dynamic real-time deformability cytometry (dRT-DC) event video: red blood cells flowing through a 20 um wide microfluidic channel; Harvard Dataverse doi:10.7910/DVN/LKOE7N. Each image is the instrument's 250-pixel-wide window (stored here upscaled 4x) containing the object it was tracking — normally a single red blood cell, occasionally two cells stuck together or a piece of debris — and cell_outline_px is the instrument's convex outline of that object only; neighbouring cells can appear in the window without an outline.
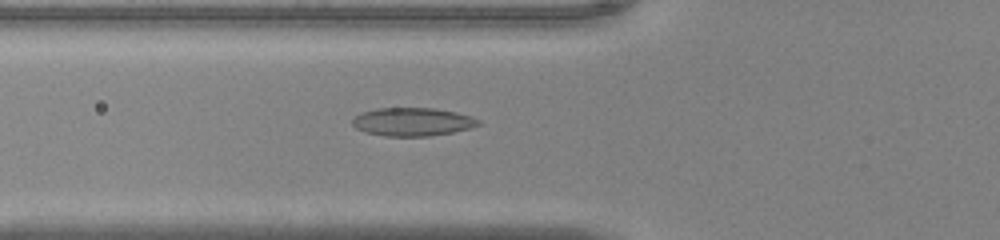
{"species": "common noctule bat (a hibernating species)", "species_latin": "Nyctalus noctula", "temperature_condition": "warm", "stored_images_in_passage": 35, "camera_frame_rate_fps": 3000, "um_per_image_px": 0.085, "animal": {"sex": "male", "body_mass_g": 20.0, "forearm_length_mm": 53.3}, "frame": {"image": 1, "passage_image": 3, "time_ms": 0.667, "image_size_px": [1000, 240], "cell_outline_px": [[480, 124], [468, 128], [452, 132], [428, 136], [384, 136], [364, 132], [356, 128], [352, 124], [352, 120], [360, 112], [376, 108], [432, 108], [456, 112], [472, 116], [480, 120]], "centroid_in_image_um": [35.03, 10.35], "position_along_channel_um": 90.8, "area_um2": 20.75}}
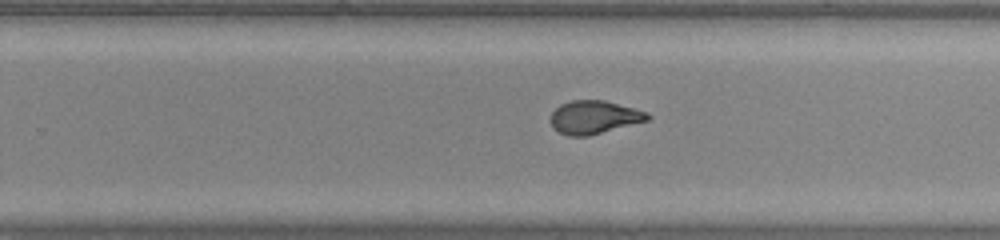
{"frame": {"image": 2, "passage_image": 17, "time_ms": 5.333, "image_size_px": [1000, 240], "cell_outline_px": [[652, 116], [648, 120], [588, 136], [568, 136], [552, 128], [548, 120], [552, 112], [560, 104], [572, 100], [604, 100], [648, 112]], "centroid_in_image_um": [50.46, 9.96], "position_along_channel_um": 279.3, "area_um2": 18.84}}
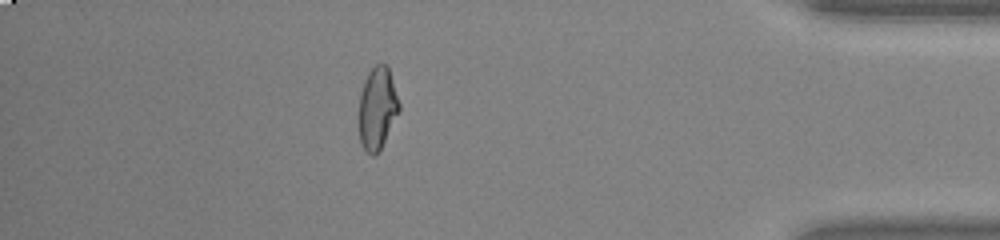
{"frame": {"image": 3, "passage_image": 29, "time_ms": 9.333, "image_size_px": [1000, 240], "cell_outline_px": [[400, 108], [376, 156], [372, 156], [360, 144], [360, 92], [364, 80], [368, 72], [376, 64], [388, 64], [400, 104]], "centroid_in_image_um": [32.07, 9.15], "position_along_channel_um": 403.1, "area_um2": 18.96}, "authors_computed_cell_mechanics": {"area_um2": 19.4208, "velocity_mm_per_s": 4.0404, "shape_relaxation_time_tau1_ms": null, "shape_relaxation_time_tau2_ms": 1.1321, "deformation_change_tau1": null, "deformation_change_tau2": 0.0715}}